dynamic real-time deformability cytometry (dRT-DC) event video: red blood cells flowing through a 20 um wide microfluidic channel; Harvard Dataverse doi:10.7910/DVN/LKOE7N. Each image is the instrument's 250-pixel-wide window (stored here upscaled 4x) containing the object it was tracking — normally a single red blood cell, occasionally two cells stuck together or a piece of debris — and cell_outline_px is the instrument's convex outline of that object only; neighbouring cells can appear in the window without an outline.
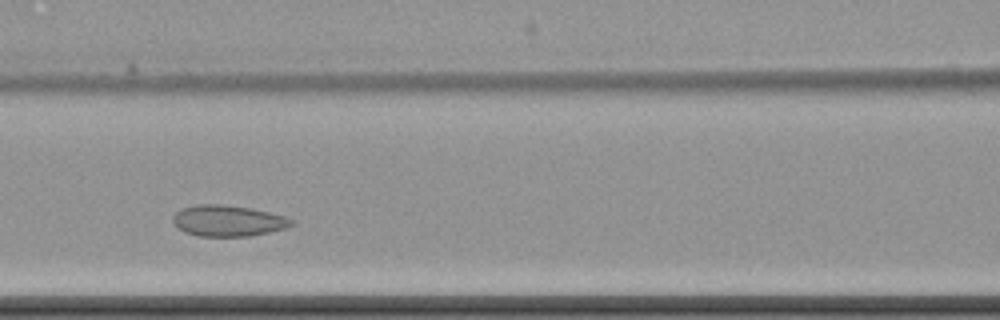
{"species": "common noctule bat (a hibernating species)", "species_latin": "Nyctalus noctula", "temperature_condition": "cold", "stored_images_in_passage": 6, "camera_frame_rate_fps": 3000, "um_per_image_px": 0.085, "animal": {"sex": "female", "body_mass_g": 22.7, "forearm_length_mm": 54.2}, "frame": {"image": 1, "passage_image": 5, "time_ms": 5.0, "image_size_px": [1000, 320], "cell_outline_px": [[292, 224], [284, 228], [268, 232], [248, 236], [200, 236], [184, 232], [172, 220], [172, 216], [176, 212], [184, 208], [196, 204], [224, 204], [252, 208], [284, 216], [292, 220]], "centroid_in_image_um": [19.35, 18.75], "position_along_channel_um": 147.3, "area_um2": 21.21}}
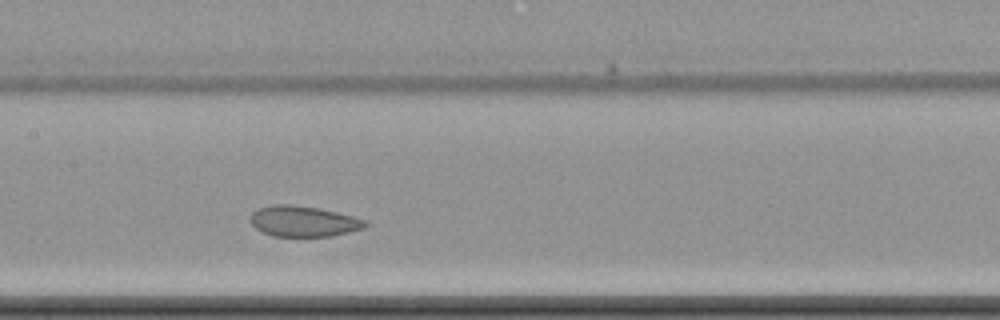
{"frame": {"image": 2, "passage_image": 6, "time_ms": 6.0, "image_size_px": [1000, 320], "cell_outline_px": [[368, 224], [364, 228], [332, 236], [272, 236], [256, 228], [248, 220], [252, 212], [256, 208], [272, 204], [288, 204], [320, 208], [368, 220]], "centroid_in_image_um": [25.77, 18.8], "position_along_channel_um": 181.6, "area_um2": 20.69}}